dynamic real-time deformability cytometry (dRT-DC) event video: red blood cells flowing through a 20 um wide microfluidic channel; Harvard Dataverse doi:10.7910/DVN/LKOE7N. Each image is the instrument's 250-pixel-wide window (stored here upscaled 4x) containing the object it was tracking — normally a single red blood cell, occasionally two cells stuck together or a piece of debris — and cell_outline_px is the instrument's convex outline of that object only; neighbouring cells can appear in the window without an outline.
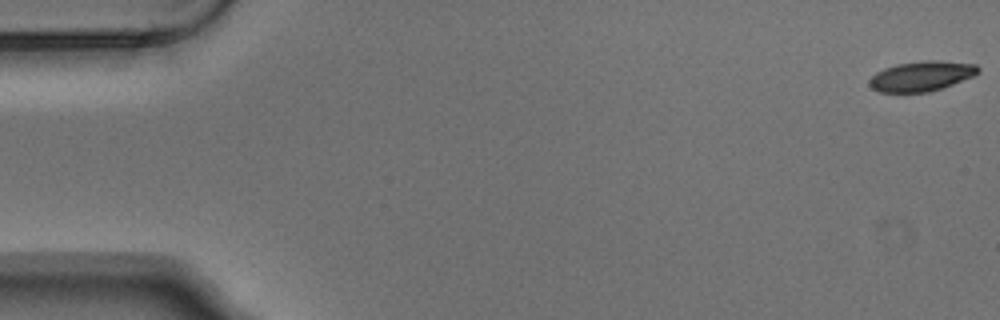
{"species": "Egyptian fruit bat (a non-hibernating species)", "species_latin": "Rousettus aegyptiacus", "temperature_condition": "warm", "stored_images_in_passage": 5, "camera_frame_rate_fps": 3000, "um_per_image_px": 0.085, "animal": {"sex": "male"}, "frame": {"image": 1, "passage_image": 1, "time_ms": 0.0, "image_size_px": [1000, 320], "cell_outline_px": [[980, 72], [972, 76], [952, 84], [928, 92], [880, 92], [872, 88], [868, 84], [868, 80], [876, 72], [884, 68], [896, 64], [928, 60], [936, 60], [976, 64], [980, 68]], "centroid_in_image_um": [78.3, 6.46], "position_along_channel_um": 6.7, "area_um2": 18.9}}
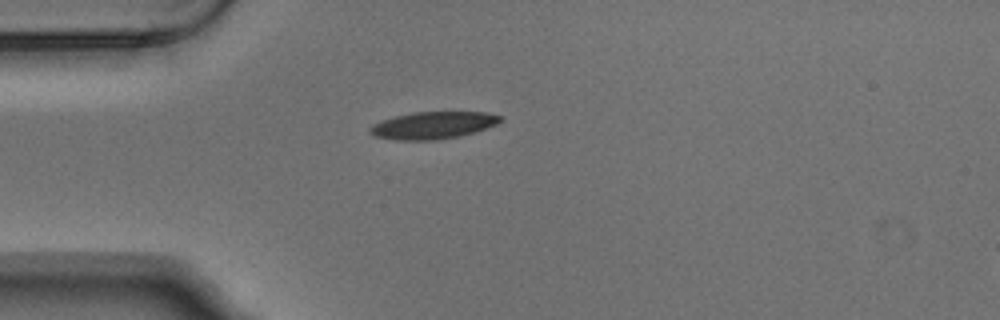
{"frame": {"image": 2, "passage_image": 4, "time_ms": 1.0, "image_size_px": [1000, 320], "cell_outline_px": [[500, 120], [496, 124], [460, 136], [436, 140], [396, 140], [376, 136], [368, 132], [368, 128], [372, 124], [396, 116], [412, 112], [488, 112], [500, 116]], "centroid_in_image_um": [36.76, 10.65], "position_along_channel_um": 48.2, "area_um2": 20.4}}